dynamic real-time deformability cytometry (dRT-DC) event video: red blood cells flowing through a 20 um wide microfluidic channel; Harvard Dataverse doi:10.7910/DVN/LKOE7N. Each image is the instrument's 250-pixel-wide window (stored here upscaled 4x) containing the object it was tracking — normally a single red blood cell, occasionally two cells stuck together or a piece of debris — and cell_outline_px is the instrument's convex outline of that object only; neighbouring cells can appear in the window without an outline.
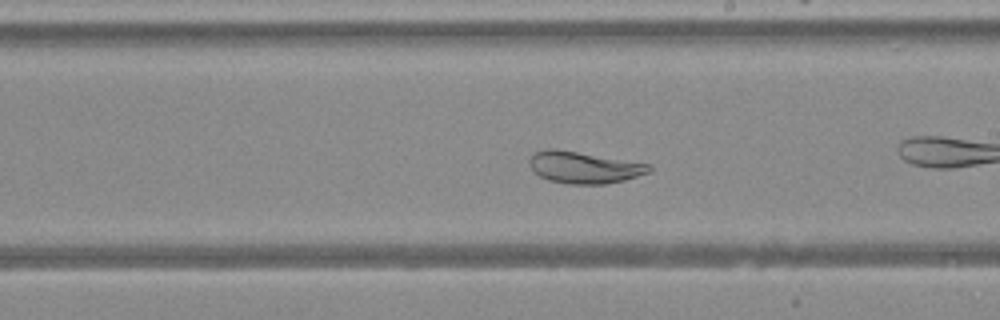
{"species": "Egyptian fruit bat (a non-hibernating species)", "species_latin": "Rousettus aegyptiacus", "temperature_condition": "warm", "stored_images_in_passage": 38, "camera_frame_rate_fps": 3000, "um_per_image_px": 0.085, "animal": {"sex": "female"}, "frame": {"image": 1, "passage_image": 17, "time_ms": 5.333, "image_size_px": [1000, 320], "cell_outline_px": [[652, 168], [648, 172], [624, 180], [604, 184], [568, 184], [548, 180], [540, 176], [528, 164], [528, 160], [536, 152], [548, 148], [552, 148], [652, 164]], "centroid_in_image_um": [49.63, 14.23], "position_along_channel_um": 239.4, "area_um2": 21.91}}